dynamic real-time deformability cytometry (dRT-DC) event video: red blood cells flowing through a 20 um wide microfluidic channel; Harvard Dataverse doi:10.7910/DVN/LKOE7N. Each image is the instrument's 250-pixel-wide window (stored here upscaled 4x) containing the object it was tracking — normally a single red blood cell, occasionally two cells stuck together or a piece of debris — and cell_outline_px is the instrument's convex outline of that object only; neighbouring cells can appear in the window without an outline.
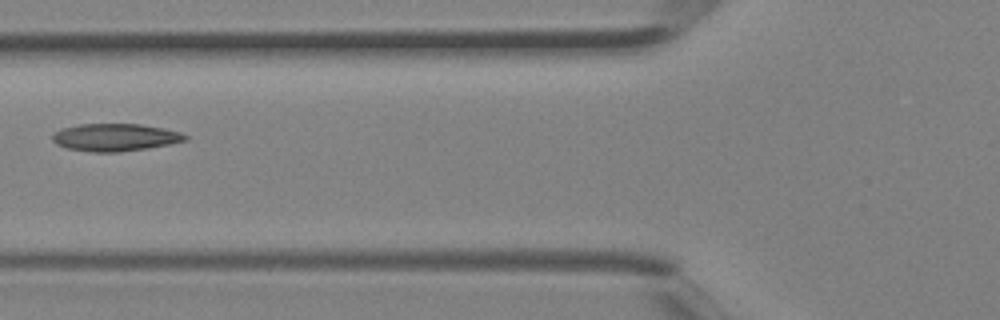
{"species": "Egyptian fruit bat (a non-hibernating species)", "species_latin": "Rousettus aegyptiacus", "temperature_condition": "room temperature", "stored_images_in_passage": 5, "camera_frame_rate_fps": 3000, "um_per_image_px": 0.085, "animal": {"sex": "female"}, "frame": {"image": 1, "passage_image": 5, "time_ms": 1.333, "image_size_px": [1000, 320], "cell_outline_px": [[188, 140], [148, 148], [116, 152], [92, 152], [68, 148], [56, 144], [52, 140], [52, 136], [60, 128], [80, 124], [140, 124], [164, 128], [180, 132], [188, 136]], "centroid_in_image_um": [9.79, 11.67], "position_along_channel_um": 116.0, "area_um2": 21.21}}